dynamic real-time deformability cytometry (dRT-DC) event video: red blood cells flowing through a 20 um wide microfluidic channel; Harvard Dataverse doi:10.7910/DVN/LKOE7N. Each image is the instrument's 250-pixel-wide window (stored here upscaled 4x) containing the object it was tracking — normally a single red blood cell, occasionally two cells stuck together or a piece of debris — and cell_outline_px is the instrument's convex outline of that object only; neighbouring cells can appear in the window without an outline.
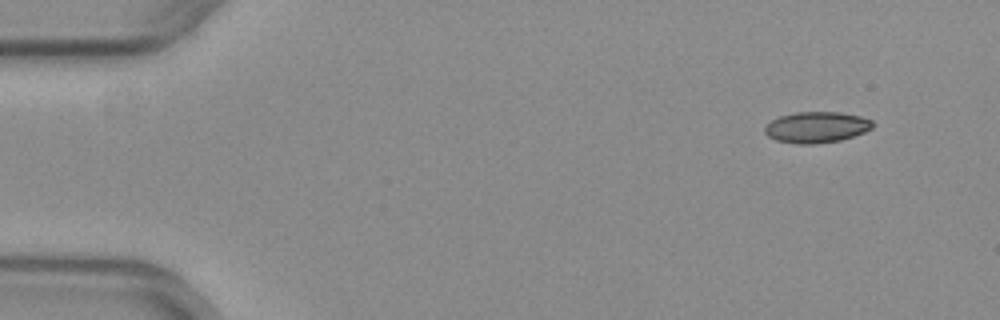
{"species": "common noctule bat (a hibernating species)", "species_latin": "Nyctalus noctula", "temperature_condition": "warm", "stored_images_in_passage": 49, "camera_frame_rate_fps": 3000, "um_per_image_px": 0.085, "animal": {"sex": "female", "body_mass_g": 29.2, "forearm_length_mm": 56.3}, "frame": {"image": 1, "passage_image": 1, "time_ms": 0.0, "image_size_px": [1000, 320], "cell_outline_px": [[876, 124], [872, 128], [864, 132], [840, 140], [812, 144], [796, 144], [776, 140], [768, 136], [764, 132], [764, 128], [772, 120], [780, 116], [796, 112], [840, 112], [860, 116], [872, 120]], "centroid_in_image_um": [69.42, 10.81], "position_along_channel_um": 15.6, "area_um2": 19.48}}
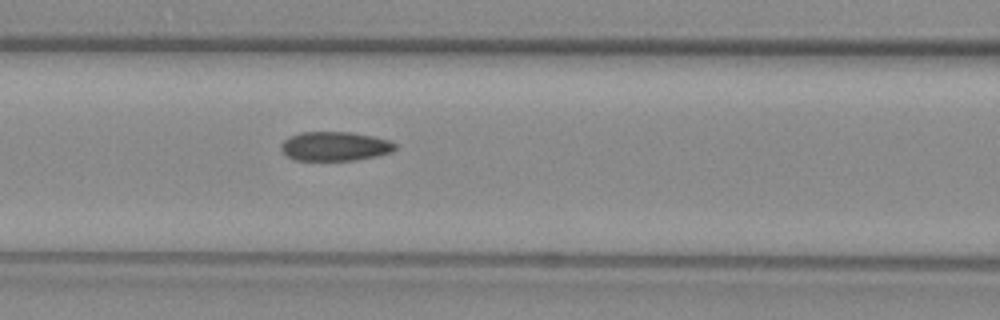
{"frame": {"image": 2, "passage_image": 19, "time_ms": 6.0, "image_size_px": [1000, 320], "cell_outline_px": [[396, 148], [392, 152], [376, 156], [356, 160], [292, 160], [284, 156], [280, 148], [280, 144], [288, 136], [300, 132], [352, 132], [372, 136], [388, 140], [396, 144]], "centroid_in_image_um": [28.41, 12.43], "position_along_channel_um": 138.2, "area_um2": 19.65}}
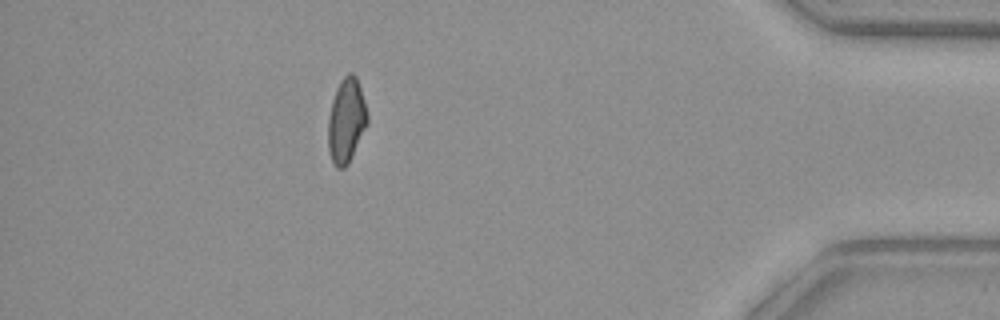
{"frame": {"image": 3, "passage_image": 43, "time_ms": 14.0, "image_size_px": [1000, 320], "cell_outline_px": [[368, 124], [348, 164], [344, 168], [336, 168], [328, 152], [328, 120], [332, 100], [336, 88], [340, 80], [348, 72], [352, 72], [356, 76], [368, 112]], "centroid_in_image_um": [29.44, 10.25], "position_along_channel_um": 405.8, "area_um2": 19.48}, "authors_computed_cell_mechanics": {"area_um2": 19.7098, "velocity_mm_per_s": 3.973, "shape_relaxation_time_tau1_ms": null, "shape_relaxation_time_tau2_ms": 2.388, "deformation_change_tau1": null, "deformation_change_tau2": 0.0784}}